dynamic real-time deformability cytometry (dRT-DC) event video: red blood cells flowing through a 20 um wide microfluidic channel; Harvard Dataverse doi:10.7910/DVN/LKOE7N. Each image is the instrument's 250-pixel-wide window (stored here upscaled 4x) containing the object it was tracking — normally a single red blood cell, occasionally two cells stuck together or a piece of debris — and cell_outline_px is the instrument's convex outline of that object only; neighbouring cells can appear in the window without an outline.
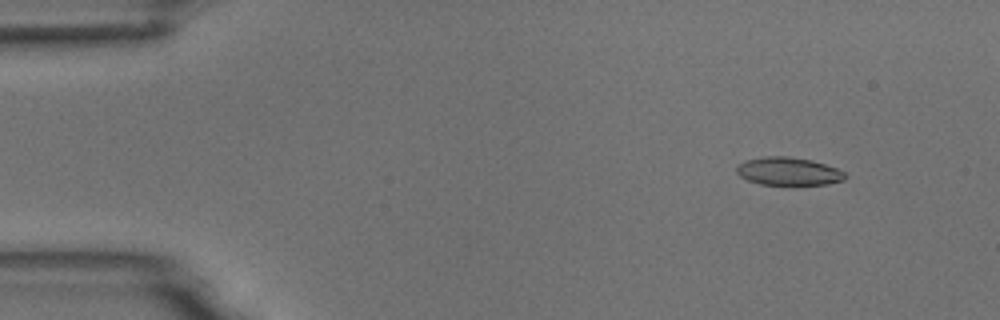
{"species": "common noctule bat (a hibernating species)", "species_latin": "Nyctalus noctula", "temperature_condition": "room temperature", "stored_images_in_passage": 55, "camera_frame_rate_fps": 3000, "um_per_image_px": 0.085, "animal": {"sex": "male", "body_mass_g": 18.8}, "frame": {"image": 1, "passage_image": 6, "time_ms": 1.667, "image_size_px": [1000, 320], "cell_outline_px": [[848, 176], [844, 180], [828, 184], [760, 184], [748, 180], [740, 176], [736, 172], [736, 164], [744, 160], [764, 156], [784, 156], [812, 160], [836, 168], [844, 172]], "centroid_in_image_um": [66.99, 14.55], "position_along_channel_um": 18.0, "area_um2": 17.69}}
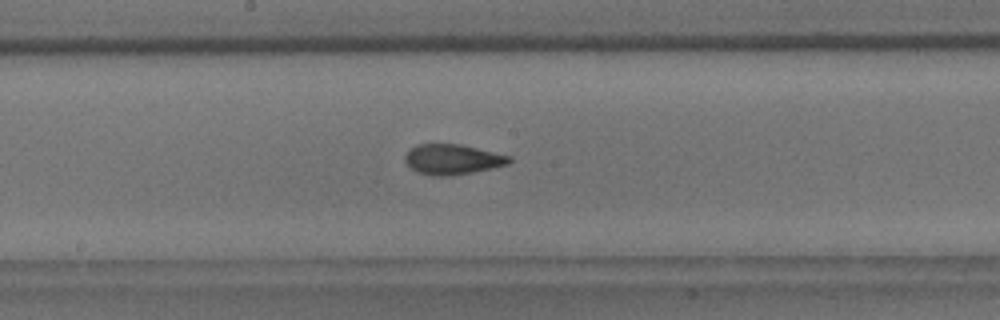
{"frame": {"image": 2, "passage_image": 29, "time_ms": 9.333, "image_size_px": [1000, 320], "cell_outline_px": [[512, 160], [508, 164], [492, 168], [472, 172], [448, 176], [432, 176], [416, 172], [404, 160], [404, 156], [416, 144], [460, 144], [512, 156]], "centroid_in_image_um": [38.47, 13.55], "position_along_channel_um": 209.7, "area_um2": 18.32}}
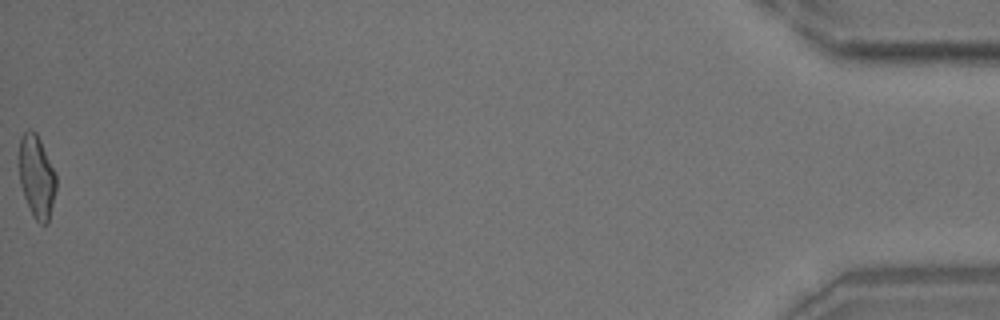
{"frame": {"image": 3, "passage_image": 55, "time_ms": 18.0, "image_size_px": [1000, 320], "cell_outline_px": [[56, 188], [48, 224], [40, 224], [32, 216], [24, 196], [20, 184], [16, 164], [20, 140], [24, 132], [28, 128], [32, 128], [36, 132], [56, 172]], "centroid_in_image_um": [3.08, 14.98], "position_along_channel_um": 432.1, "area_um2": 18.5}, "authors_computed_cell_mechanics": {"area_um2": 18.207, "velocity_mm_per_s": 3.7085, "shape_relaxation_time_tau1_ms": 4.3687, "shape_relaxation_time_tau2_ms": 1.3544, "deformation_change_tau1": 0.1589, "deformation_change_tau2": 0.0852}}